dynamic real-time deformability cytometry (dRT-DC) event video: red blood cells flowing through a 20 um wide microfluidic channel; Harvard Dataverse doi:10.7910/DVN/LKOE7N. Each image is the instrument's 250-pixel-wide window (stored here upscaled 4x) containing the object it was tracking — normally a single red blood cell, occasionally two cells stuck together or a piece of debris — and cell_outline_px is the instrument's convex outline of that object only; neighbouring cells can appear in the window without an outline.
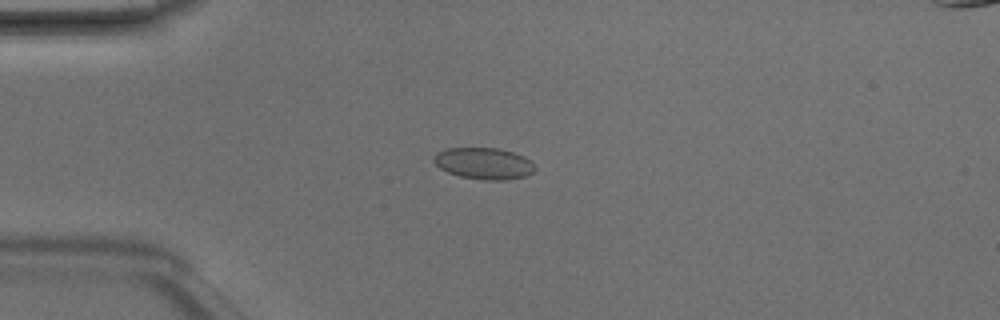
{"species": "Egyptian fruit bat (a non-hibernating species)", "species_latin": "Rousettus aegyptiacus", "temperature_condition": "room temperature", "stored_images_in_passage": 3, "camera_frame_rate_fps": 3000, "um_per_image_px": 0.085, "animal": {"sex": "male"}, "frame": {"image": 1, "passage_image": 2, "time_ms": 0.333, "image_size_px": [1000, 320], "cell_outline_px": [[536, 168], [532, 172], [524, 176], [504, 180], [484, 180], [460, 176], [448, 172], [440, 168], [432, 160], [432, 156], [436, 152], [448, 148], [496, 148], [512, 152], [524, 156]], "centroid_in_image_um": [41.08, 13.88], "position_along_channel_um": 43.9, "area_um2": 18.44}}